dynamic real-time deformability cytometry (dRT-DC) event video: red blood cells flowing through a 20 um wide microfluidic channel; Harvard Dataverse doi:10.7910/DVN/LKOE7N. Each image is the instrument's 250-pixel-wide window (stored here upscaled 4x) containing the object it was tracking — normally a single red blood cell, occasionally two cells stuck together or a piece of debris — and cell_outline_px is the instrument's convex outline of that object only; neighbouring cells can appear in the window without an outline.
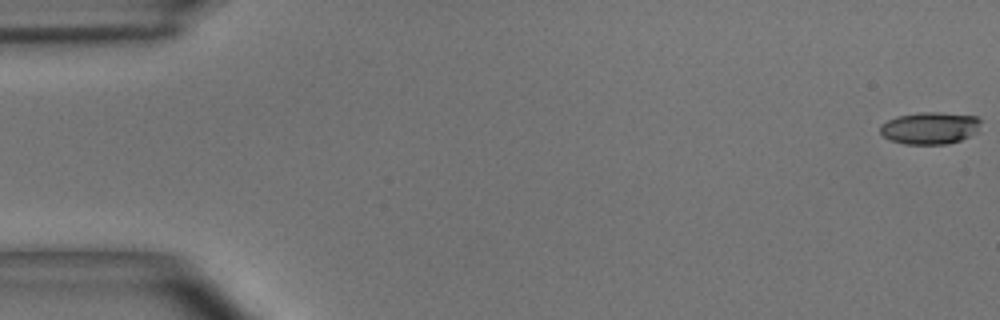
{"species": "common noctule bat (a hibernating species)", "species_latin": "Nyctalus noctula", "temperature_condition": "room temperature", "stored_images_in_passage": 55, "camera_frame_rate_fps": 3000, "um_per_image_px": 0.085, "animal": {"sex": "male", "body_mass_g": 15.6}, "frame": {"image": 1, "passage_image": 1, "time_ms": 0.0, "image_size_px": [1000, 320], "cell_outline_px": [[980, 132], [960, 140], [948, 144], [904, 144], [892, 140], [884, 136], [880, 132], [880, 124], [896, 116], [916, 112], [940, 112], [976, 116], [980, 120]], "centroid_in_image_um": [79.07, 10.87], "position_along_channel_um": 5.9, "area_um2": 19.07}}
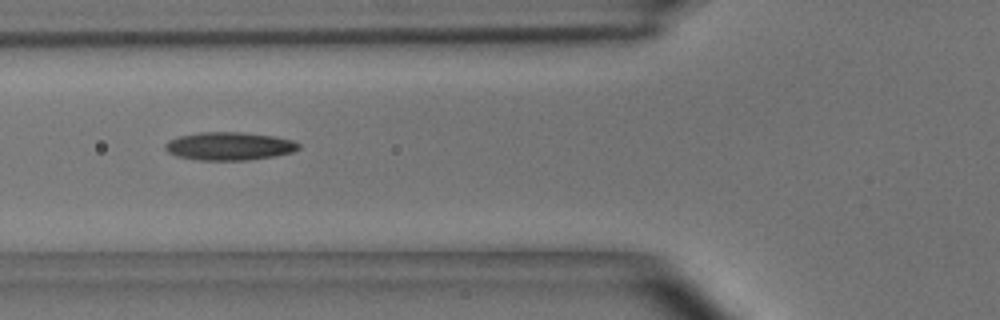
{"frame": {"image": 2, "passage_image": 21, "time_ms": 6.667, "image_size_px": [1000, 320], "cell_outline_px": [[300, 148], [292, 152], [272, 156], [248, 160], [200, 160], [176, 156], [168, 152], [164, 148], [164, 144], [168, 140], [180, 136], [200, 132], [244, 132], [276, 136], [292, 140], [300, 144]], "centroid_in_image_um": [19.48, 12.41], "position_along_channel_um": 106.3, "area_um2": 21.91}}
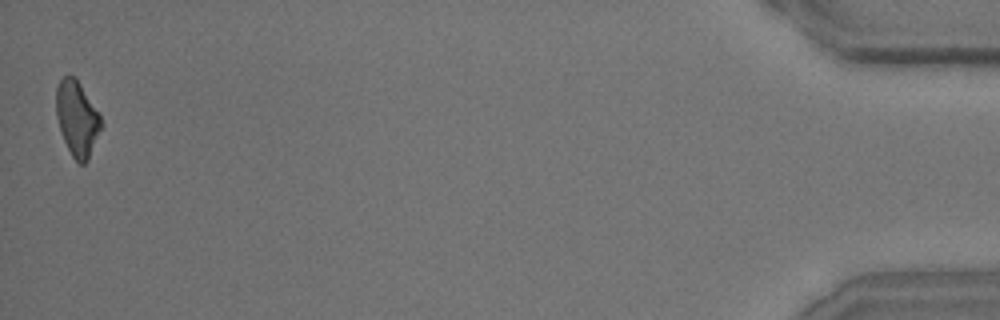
{"frame": {"image": 3, "passage_image": 55, "time_ms": 18.0, "image_size_px": [1000, 320], "cell_outline_px": [[104, 124], [88, 160], [84, 164], [80, 164], [72, 156], [64, 140], [56, 116], [56, 88], [60, 80], [64, 76], [76, 76], [100, 116]], "centroid_in_image_um": [6.56, 10.07], "position_along_channel_um": 428.6, "area_um2": 19.65}, "authors_computed_cell_mechanics": {"area_um2": 20.23, "velocity_mm_per_s": 3.6433, "shape_relaxation_time_tau1_ms": 5.3085, "shape_relaxation_time_tau2_ms": 3.5054, "deformation_change_tau1": 0.1799, "deformation_change_tau2": 0.1339}}